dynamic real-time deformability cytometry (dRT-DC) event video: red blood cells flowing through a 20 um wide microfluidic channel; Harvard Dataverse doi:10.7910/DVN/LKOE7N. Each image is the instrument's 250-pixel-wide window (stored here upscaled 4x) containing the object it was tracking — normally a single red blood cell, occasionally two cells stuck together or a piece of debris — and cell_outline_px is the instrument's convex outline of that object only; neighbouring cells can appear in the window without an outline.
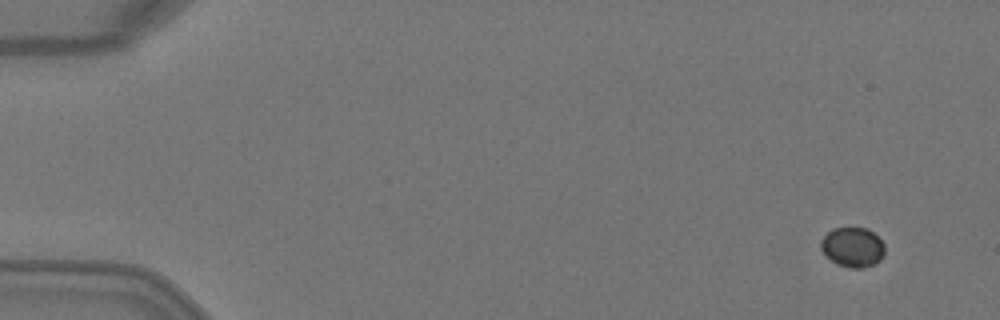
{"species": "Egyptian fruit bat (a non-hibernating species)", "species_latin": "Rousettus aegyptiacus", "temperature_condition": "warm", "stored_images_in_passage": 4, "camera_frame_rate_fps": 3000, "um_per_image_px": 0.085, "animal": {"sex": "female"}, "frame": {"image": 1, "passage_image": 1, "time_ms": 0.0, "image_size_px": [1000, 320], "cell_outline_px": [[884, 256], [876, 264], [864, 268], [852, 268], [836, 264], [820, 248], [820, 244], [824, 236], [832, 228], [868, 228], [884, 244]], "centroid_in_image_um": [72.5, 21.02], "position_along_channel_um": 12.5, "area_um2": 14.74}}
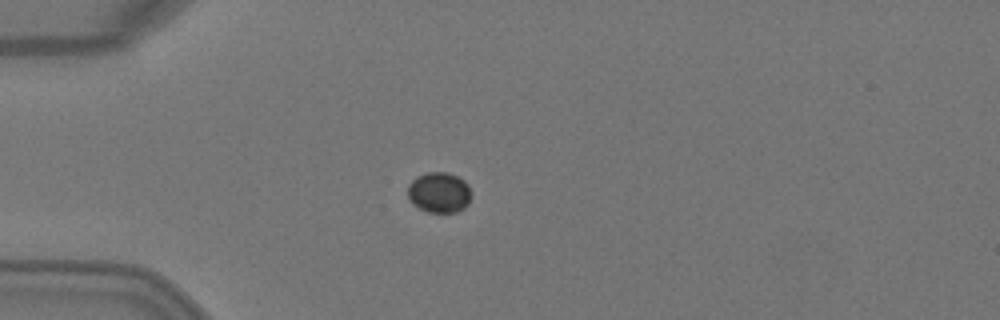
{"frame": {"image": 2, "passage_image": 4, "time_ms": 1.0, "image_size_px": [1000, 320], "cell_outline_px": [[472, 196], [468, 204], [464, 208], [456, 212], [428, 212], [412, 204], [408, 196], [408, 184], [416, 176], [428, 172], [448, 172], [464, 180], [468, 184], [472, 192]], "centroid_in_image_um": [37.34, 16.35], "position_along_channel_um": 47.7, "area_um2": 15.2}}